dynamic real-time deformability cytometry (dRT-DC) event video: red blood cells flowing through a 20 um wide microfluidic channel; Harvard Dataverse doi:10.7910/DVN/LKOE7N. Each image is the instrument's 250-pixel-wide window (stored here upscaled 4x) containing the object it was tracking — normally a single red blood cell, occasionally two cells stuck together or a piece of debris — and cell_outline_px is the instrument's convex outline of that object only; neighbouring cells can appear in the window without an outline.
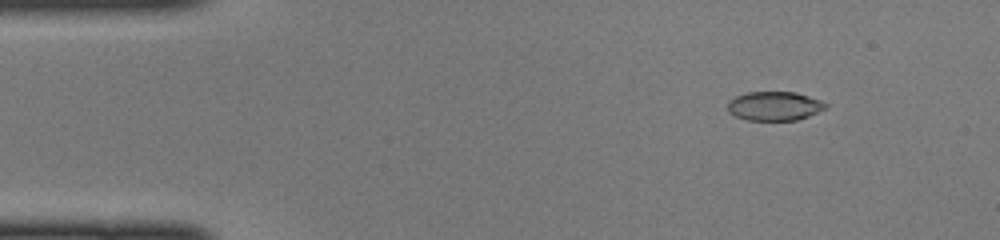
{"species": "common noctule bat (a hibernating species)", "species_latin": "Nyctalus noctula", "temperature_condition": "cold", "stored_images_in_passage": 47, "camera_frame_rate_fps": 3000, "um_per_image_px": 0.085, "animal": {"sex": "female", "body_mass_g": 22.0, "forearm_length_mm": 56.7}, "frame": {"image": 1, "passage_image": 6, "time_ms": 1.667, "image_size_px": [1000, 240], "cell_outline_px": [[828, 108], [808, 116], [796, 120], [748, 120], [736, 116], [728, 112], [728, 100], [736, 96], [748, 92], [796, 92], [820, 100], [828, 104]], "centroid_in_image_um": [65.83, 9.01], "position_along_channel_um": 19.2, "area_um2": 16.59}}
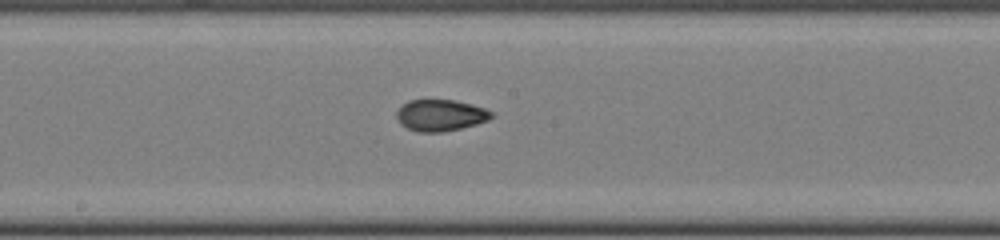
{"frame": {"image": 2, "passage_image": 25, "time_ms": 8.0, "image_size_px": [1000, 240], "cell_outline_px": [[496, 112], [488, 120], [476, 124], [444, 132], [416, 132], [400, 124], [396, 116], [396, 112], [408, 100], [456, 100], [472, 104]], "centroid_in_image_um": [37.46, 9.8], "position_along_channel_um": 210.7, "area_um2": 17.46}}
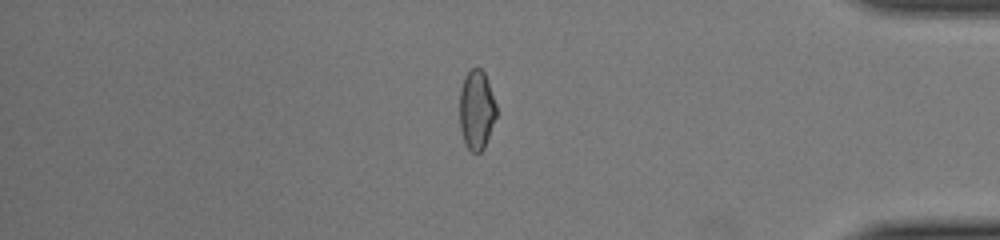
{"frame": {"image": 3, "passage_image": 40, "time_ms": 13.0, "image_size_px": [1000, 240], "cell_outline_px": [[496, 116], [484, 148], [480, 152], [472, 152], [464, 144], [460, 128], [460, 88], [464, 76], [472, 68], [480, 68], [484, 72], [496, 104]], "centroid_in_image_um": [40.49, 9.34], "position_along_channel_um": 394.7, "area_um2": 16.94}}